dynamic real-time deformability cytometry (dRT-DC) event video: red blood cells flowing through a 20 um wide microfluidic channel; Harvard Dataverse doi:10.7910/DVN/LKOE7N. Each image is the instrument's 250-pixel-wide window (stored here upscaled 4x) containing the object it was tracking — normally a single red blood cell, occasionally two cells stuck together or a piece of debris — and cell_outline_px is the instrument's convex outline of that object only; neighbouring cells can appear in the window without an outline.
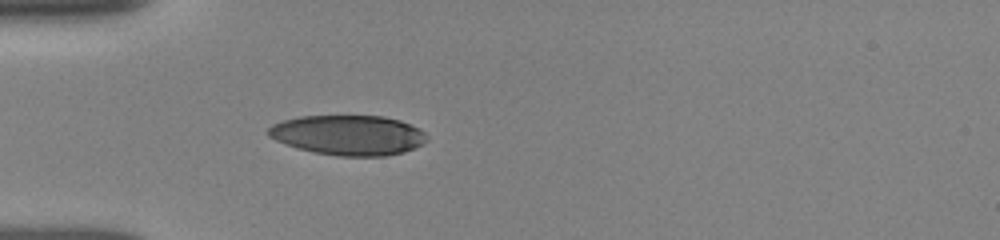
{"species": "human", "species_latin": "Homo sapiens", "temperature_condition": "room temperature", "stored_images_in_passage": 19, "camera_frame_rate_fps": 3000, "um_per_image_px": 0.085, "donor": {"sex": "female"}, "frame": {"image": 1, "passage_image": 12, "time_ms": 4.667, "image_size_px": [1000, 240], "cell_outline_px": [[428, 140], [424, 144], [404, 152], [384, 156], [340, 156], [316, 152], [296, 148], [276, 140], [268, 136], [264, 132], [272, 124], [284, 120], [300, 116], [384, 116], [400, 120], [420, 128], [428, 136]], "centroid_in_image_um": [29.62, 11.48], "position_along_channel_um": 55.4, "area_um2": 37.17}}
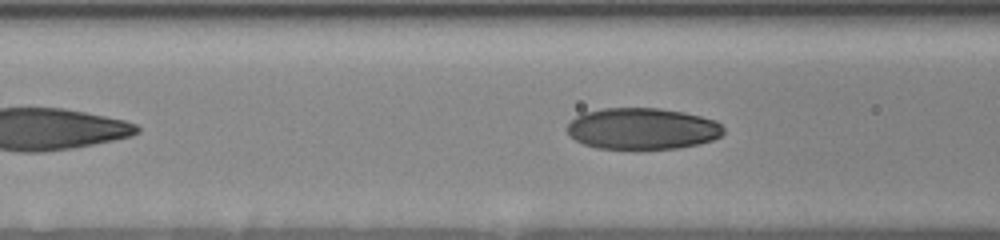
{"frame": {"image": 2, "passage_image": 17, "time_ms": 6.333, "image_size_px": [1000, 240], "cell_outline_px": [[724, 132], [720, 136], [712, 140], [700, 144], [676, 148], [636, 152], [596, 148], [584, 144], [568, 136], [568, 124], [576, 116], [584, 112], [604, 108], [660, 108], [684, 112], [716, 120], [724, 128]], "centroid_in_image_um": [54.59, 10.98], "position_along_channel_um": 112.0, "area_um2": 38.84}}